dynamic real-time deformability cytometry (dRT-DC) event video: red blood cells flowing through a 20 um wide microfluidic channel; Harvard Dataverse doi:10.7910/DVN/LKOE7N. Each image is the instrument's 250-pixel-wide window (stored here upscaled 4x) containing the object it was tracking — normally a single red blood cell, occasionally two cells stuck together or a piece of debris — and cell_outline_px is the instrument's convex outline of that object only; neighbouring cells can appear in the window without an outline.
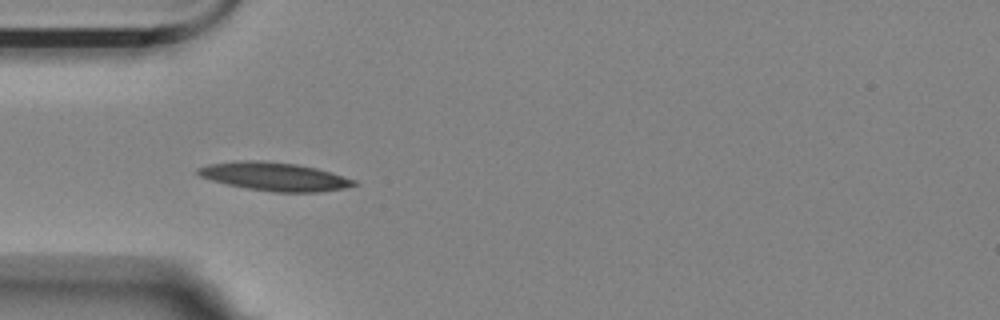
{"species": "Egyptian fruit bat (a non-hibernating species)", "species_latin": "Rousettus aegyptiacus", "temperature_condition": "room temperature", "stored_images_in_passage": 5, "camera_frame_rate_fps": 3000, "um_per_image_px": 0.085, "animal": {"sex": "female"}, "frame": {"image": 1, "passage_image": 4, "time_ms": 1.0, "image_size_px": [1000, 320], "cell_outline_px": [[360, 184], [344, 188], [320, 192], [272, 192], [248, 188], [228, 184], [212, 180], [200, 176], [196, 172], [196, 168], [208, 164], [240, 160], [260, 160], [296, 164], [316, 168], [356, 180]], "centroid_in_image_um": [23.33, 15.0], "position_along_channel_um": 61.7, "area_um2": 25.72}}
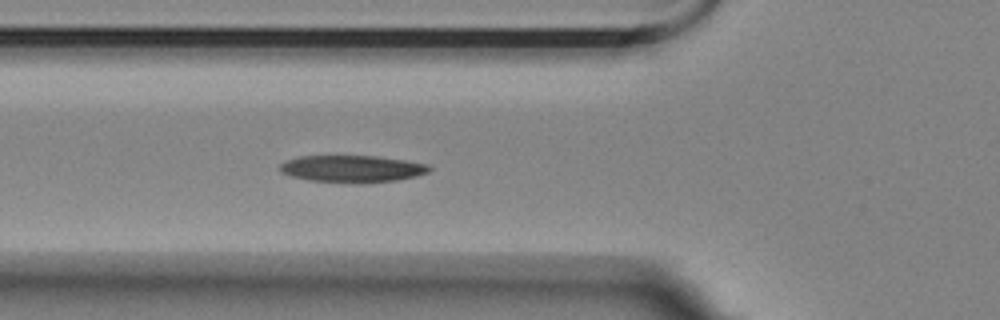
{"frame": {"image": 2, "passage_image": 5, "time_ms": 1.333, "image_size_px": [1000, 320], "cell_outline_px": [[432, 168], [428, 172], [416, 176], [396, 180], [360, 184], [356, 184], [308, 180], [292, 176], [280, 172], [280, 164], [284, 160], [300, 156], [376, 156], [404, 160], [428, 164]], "centroid_in_image_um": [29.91, 14.35], "position_along_channel_um": 95.9, "area_um2": 23.7}}